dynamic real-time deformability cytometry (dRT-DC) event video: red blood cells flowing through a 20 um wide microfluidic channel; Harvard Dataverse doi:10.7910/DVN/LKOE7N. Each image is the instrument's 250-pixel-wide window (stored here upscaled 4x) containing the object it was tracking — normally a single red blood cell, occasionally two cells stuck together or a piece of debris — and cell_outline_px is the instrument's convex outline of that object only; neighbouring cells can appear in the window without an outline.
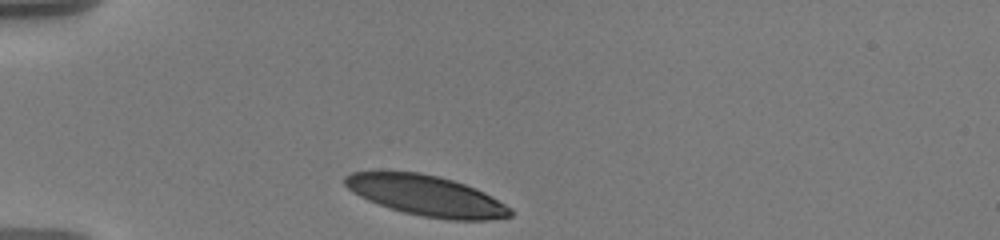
{"species": "human", "species_latin": "Homo sapiens", "temperature_condition": "warm", "stored_images_in_passage": 7, "camera_frame_rate_fps": 3000, "um_per_image_px": 0.085, "donor": {"sex": "male"}, "frame": {"image": 1, "passage_image": 1, "time_ms": 0.0, "image_size_px": [1000, 240], "cell_outline_px": [[512, 216], [488, 220], [452, 220], [424, 216], [404, 212], [368, 200], [360, 196], [348, 188], [344, 184], [344, 176], [352, 172], [420, 172], [440, 176], [476, 188], [484, 192], [512, 208]], "centroid_in_image_um": [36.27, 16.63], "position_along_channel_um": 48.7, "area_um2": 38.61}}
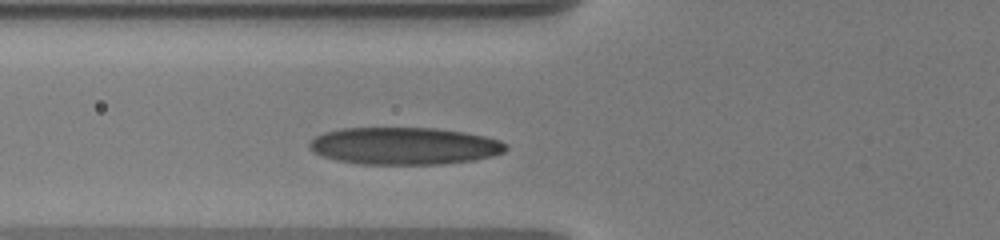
{"frame": {"image": 2, "passage_image": 7, "time_ms": 2.0, "image_size_px": [1000, 240], "cell_outline_px": [[508, 148], [504, 152], [492, 156], [472, 160], [444, 164], [360, 164], [336, 160], [324, 156], [308, 148], [308, 144], [316, 136], [324, 132], [344, 128], [436, 128], [464, 132], [484, 136], [500, 140]], "centroid_in_image_um": [34.37, 12.4], "position_along_channel_um": 91.4, "area_um2": 42.54}}